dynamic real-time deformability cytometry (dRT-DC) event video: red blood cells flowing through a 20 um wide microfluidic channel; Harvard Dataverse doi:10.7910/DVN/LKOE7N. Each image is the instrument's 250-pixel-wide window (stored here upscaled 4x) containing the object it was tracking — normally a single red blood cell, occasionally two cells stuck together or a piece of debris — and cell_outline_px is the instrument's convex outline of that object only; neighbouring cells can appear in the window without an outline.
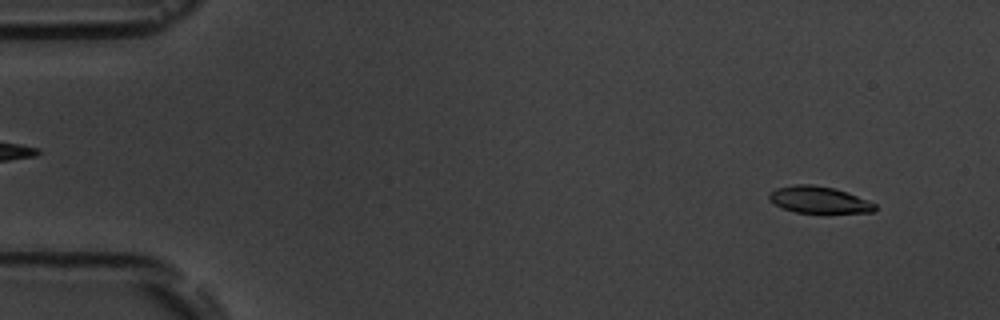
{"species": "common noctule bat (a hibernating species)", "species_latin": "Nyctalus noctula", "temperature_condition": "room temperature", "stored_images_in_passage": 8, "camera_frame_rate_fps": 3000, "um_per_image_px": 0.085, "animal": {"sex": "male", "body_mass_g": 19.5, "forearm_length_mm": 54.6}, "frame": {"image": 1, "passage_image": 1, "time_ms": 0.0, "image_size_px": [1000, 320], "cell_outline_px": [[876, 208], [872, 212], [796, 212], [784, 208], [768, 200], [768, 196], [776, 188], [796, 184], [812, 184], [832, 188], [868, 200], [876, 204]], "centroid_in_image_um": [69.58, 16.97], "position_along_channel_um": 15.4, "area_um2": 16.01}}
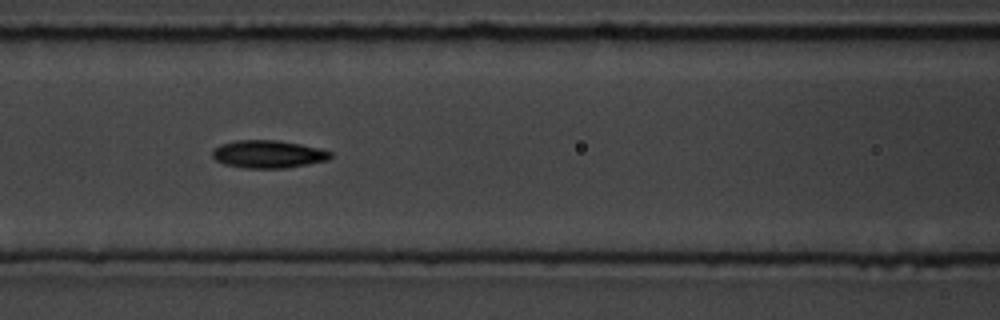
{"frame": {"image": 2, "passage_image": 7, "time_ms": 6.667, "image_size_px": [1000, 320], "cell_outline_px": [[332, 156], [328, 160], [308, 164], [284, 168], [244, 168], [224, 164], [216, 160], [212, 156], [212, 152], [220, 144], [236, 140], [276, 140], [300, 144], [320, 148], [332, 152]], "centroid_in_image_um": [22.8, 13.1], "position_along_channel_um": 143.8, "area_um2": 19.07}}
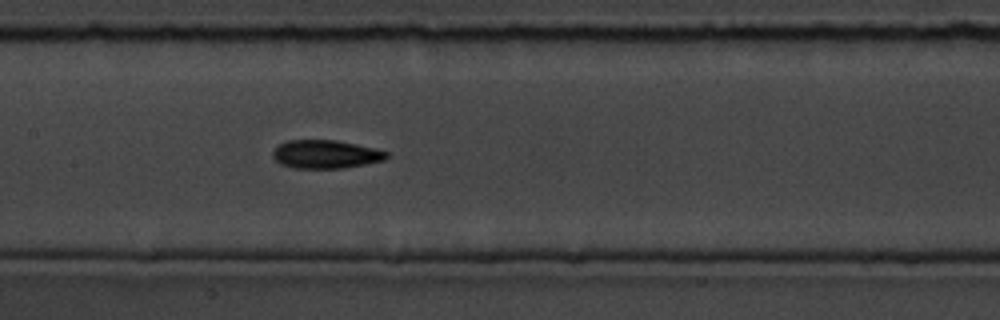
{"frame": {"image": 3, "passage_image": 8, "time_ms": 7.667, "image_size_px": [1000, 320], "cell_outline_px": [[388, 156], [384, 160], [344, 168], [296, 168], [280, 164], [272, 156], [272, 152], [280, 144], [288, 140], [336, 140], [356, 144], [388, 152]], "centroid_in_image_um": [27.66, 13.11], "position_along_channel_um": 179.7, "area_um2": 18.61}}